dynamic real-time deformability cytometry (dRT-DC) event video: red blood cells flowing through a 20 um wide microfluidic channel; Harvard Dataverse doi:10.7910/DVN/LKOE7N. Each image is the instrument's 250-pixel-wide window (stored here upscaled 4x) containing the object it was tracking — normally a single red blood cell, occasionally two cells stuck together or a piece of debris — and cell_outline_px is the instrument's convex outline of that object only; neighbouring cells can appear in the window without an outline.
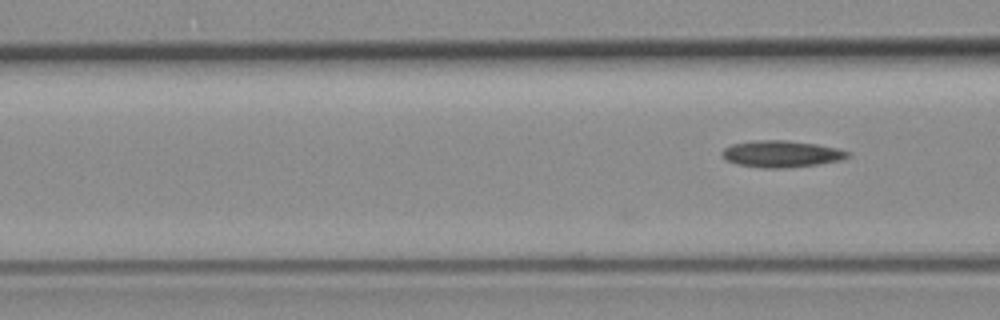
{"species": "common noctule bat (a hibernating species)", "species_latin": "Nyctalus noctula", "temperature_condition": "room temperature", "stored_images_in_passage": 6, "camera_frame_rate_fps": 3000, "um_per_image_px": 0.085, "animal": {"sex": "female", "body_mass_g": 19.3, "forearm_length_mm": 54.1}, "frame": {"image": 1, "passage_image": 6, "time_ms": 1.667, "image_size_px": [1000, 320], "cell_outline_px": [[852, 156], [844, 160], [820, 164], [784, 168], [760, 168], [740, 164], [728, 160], [724, 156], [724, 148], [732, 144], [756, 140], [788, 140], [816, 144], [836, 148], [852, 152]], "centroid_in_image_um": [66.53, 13.08], "position_along_channel_um": 100.1, "area_um2": 19.54}}